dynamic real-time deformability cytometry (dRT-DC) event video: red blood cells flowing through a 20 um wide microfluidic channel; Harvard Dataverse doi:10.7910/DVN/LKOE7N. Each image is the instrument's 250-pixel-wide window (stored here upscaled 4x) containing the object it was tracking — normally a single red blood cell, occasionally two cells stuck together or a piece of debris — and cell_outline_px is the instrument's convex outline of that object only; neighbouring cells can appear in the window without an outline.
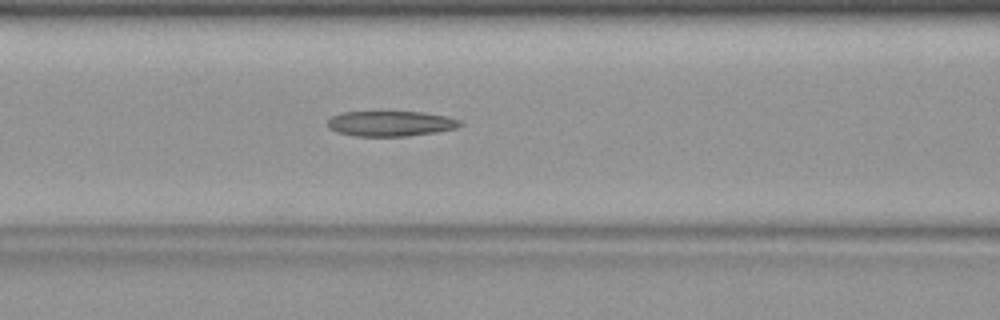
{"species": "common noctule bat (a hibernating species)", "species_latin": "Nyctalus noctula", "temperature_condition": "warm", "stored_images_in_passage": 42, "camera_frame_rate_fps": 3000, "um_per_image_px": 0.085, "animal": {"sex": "female", "body_mass_g": 19.9}, "frame": {"image": 1, "passage_image": 17, "time_ms": 5.333, "image_size_px": [1000, 320], "cell_outline_px": [[464, 124], [456, 128], [436, 132], [404, 136], [356, 136], [336, 132], [328, 128], [328, 120], [332, 116], [344, 112], [384, 108], [424, 112], [448, 116], [460, 120]], "centroid_in_image_um": [33.19, 10.44], "position_along_channel_um": 133.4, "area_um2": 20.69}}
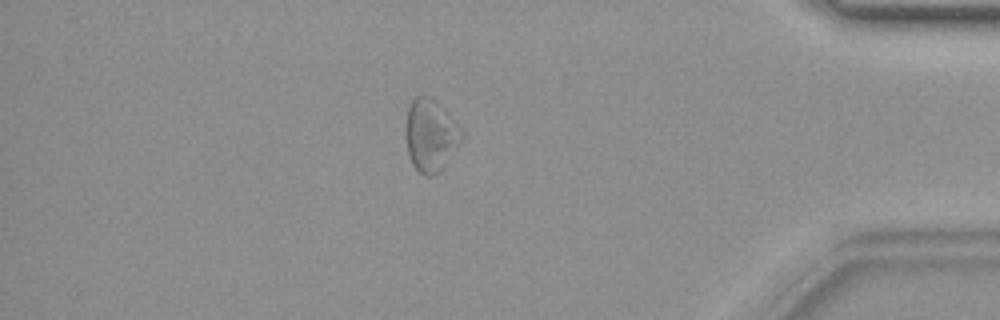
{"frame": {"image": 2, "passage_image": 36, "time_ms": 11.667, "image_size_px": [1000, 320], "cell_outline_px": [[464, 132], [460, 140], [440, 172], [432, 176], [424, 176], [412, 164], [408, 156], [404, 136], [404, 128], [408, 108], [412, 100], [416, 96], [428, 96], [436, 100], [444, 108]], "centroid_in_image_um": [36.55, 11.49], "position_along_channel_um": 398.7, "area_um2": 23.7}}
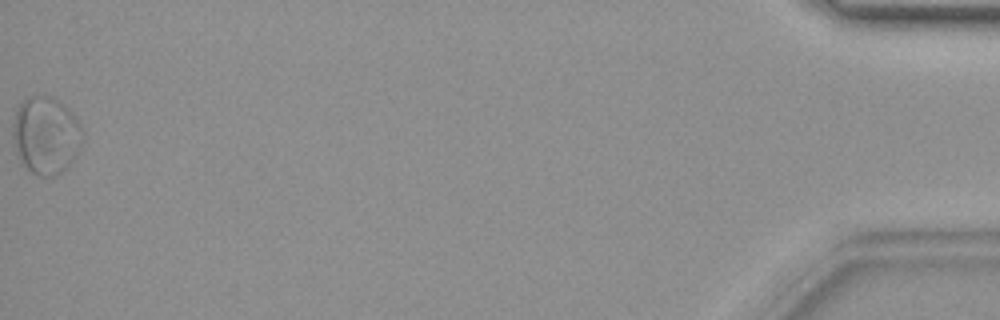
{"frame": {"image": 3, "passage_image": 42, "time_ms": 13.667, "image_size_px": [1000, 320], "cell_outline_px": [[84, 132], [80, 148], [72, 160], [56, 176], [36, 176], [20, 160], [16, 152], [12, 136], [12, 124], [16, 108], [20, 100], [28, 96], [52, 96], [64, 104], [72, 112], [80, 124]], "centroid_in_image_um": [3.88, 11.46], "position_along_channel_um": 431.3, "area_um2": 31.79}}